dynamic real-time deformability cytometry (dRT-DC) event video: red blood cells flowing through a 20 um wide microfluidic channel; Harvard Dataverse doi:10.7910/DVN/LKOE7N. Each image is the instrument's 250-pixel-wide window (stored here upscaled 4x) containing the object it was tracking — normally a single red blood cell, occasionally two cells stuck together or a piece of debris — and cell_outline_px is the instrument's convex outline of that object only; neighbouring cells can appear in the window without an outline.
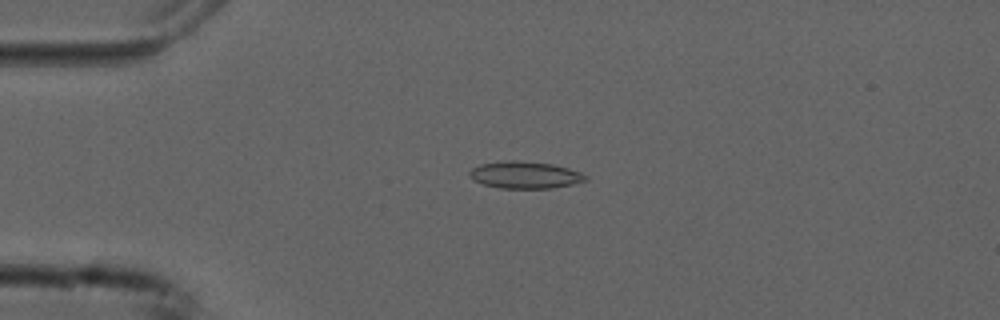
{"species": "common noctule bat (a hibernating species)", "species_latin": "Nyctalus noctula", "temperature_condition": "cold", "stored_images_in_passage": 54, "camera_frame_rate_fps": 3000, "um_per_image_px": 0.085, "animal": {"sex": "male", "forearm_length_mm": 52.5}, "frame": {"image": 1, "passage_image": 13, "time_ms": 4.0, "image_size_px": [1000, 320], "cell_outline_px": [[572, 180], [564, 184], [544, 188], [508, 188], [488, 184], [480, 180], [476, 168], [488, 164], [544, 164], [564, 168], [572, 172]], "centroid_in_image_um": [44.53, 14.92], "position_along_channel_um": 40.5, "area_um2": 14.16}}
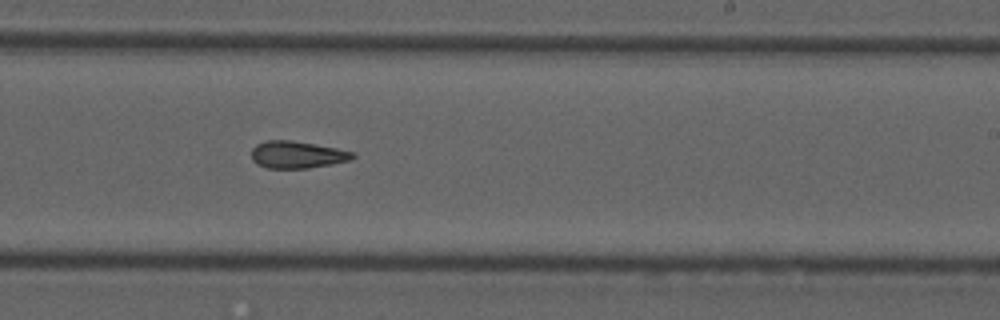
{"frame": {"image": 2, "passage_image": 33, "time_ms": 10.667, "image_size_px": [1000, 320], "cell_outline_px": [[352, 156], [344, 160], [324, 164], [300, 168], [272, 168], [260, 164], [252, 156], [252, 152], [260, 144], [276, 140], [280, 140], [308, 144], [332, 148], [352, 152]], "centroid_in_image_um": [25.19, 13.16], "position_along_channel_um": 263.8, "area_um2": 14.22}}
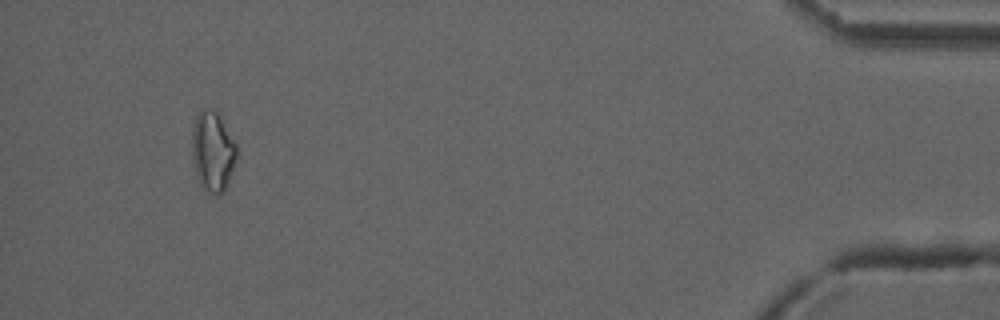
{"frame": {"image": 3, "passage_image": 51, "time_ms": 16.667, "image_size_px": [1000, 320], "cell_outline_px": [[236, 148], [232, 164], [224, 184], [220, 188], [204, 180], [200, 164], [196, 144], [196, 140], [200, 124], [216, 116]], "centroid_in_image_um": [18.25, 12.91], "position_along_channel_um": 416.9, "area_um2": 13.87}}